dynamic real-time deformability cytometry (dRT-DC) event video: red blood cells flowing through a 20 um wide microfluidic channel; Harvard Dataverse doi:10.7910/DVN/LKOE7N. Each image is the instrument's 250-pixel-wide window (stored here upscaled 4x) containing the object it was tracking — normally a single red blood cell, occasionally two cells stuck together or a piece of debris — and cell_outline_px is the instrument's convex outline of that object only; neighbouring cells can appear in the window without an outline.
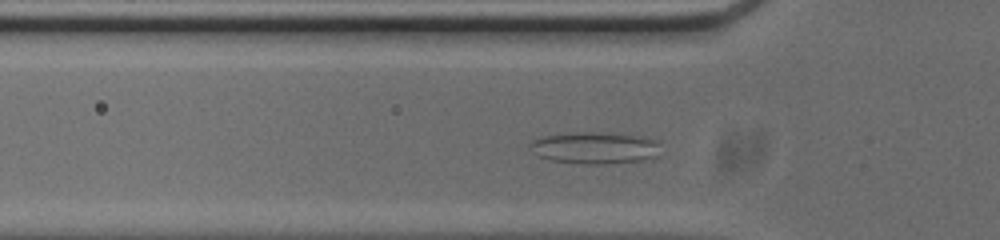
{"species": "common noctule bat (a hibernating species)", "species_latin": "Nyctalus noctula", "temperature_condition": "cold", "stored_images_in_passage": 40, "camera_frame_rate_fps": 3000, "um_per_image_px": 0.085, "animal": {"sex": "male", "body_mass_g": 20.0, "forearm_length_mm": 53.3}, "frame": {"image": 1, "passage_image": 13, "time_ms": 4.0, "image_size_px": [1000, 240], "cell_outline_px": [[660, 156], [640, 160], [604, 164], [584, 164], [548, 160], [536, 156], [528, 148], [528, 144], [532, 140], [544, 136], [576, 132], [596, 132], [640, 136], [660, 140]], "centroid_in_image_um": [50.55, 12.57], "position_along_channel_um": 75.2, "area_um2": 24.62}}
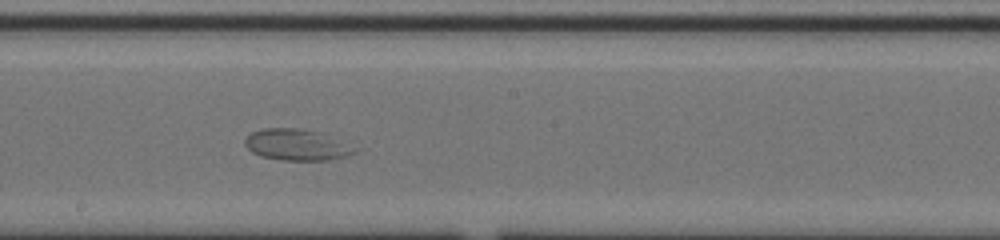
{"frame": {"image": 2, "passage_image": 25, "time_ms": 8.0, "image_size_px": [1000, 240], "cell_outline_px": [[364, 148], [348, 156], [328, 160], [280, 160], [260, 156], [252, 152], [244, 144], [244, 140], [252, 132], [264, 128], [300, 128], [324, 132]], "centroid_in_image_um": [25.36, 12.3], "position_along_channel_um": 222.8, "area_um2": 20.75}}
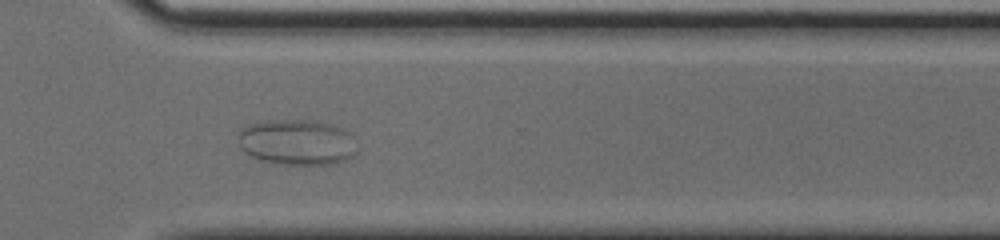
{"frame": {"image": 3, "passage_image": 35, "time_ms": 11.333, "image_size_px": [1000, 240], "cell_outline_px": [[356, 152], [352, 156], [336, 164], [272, 164], [260, 160], [244, 152], [240, 148], [236, 136], [240, 128], [248, 124], [284, 120], [308, 120], [328, 124], [344, 128], [352, 132]], "centroid_in_image_um": [25.21, 12.1], "position_along_channel_um": 345.4, "area_um2": 31.85}}